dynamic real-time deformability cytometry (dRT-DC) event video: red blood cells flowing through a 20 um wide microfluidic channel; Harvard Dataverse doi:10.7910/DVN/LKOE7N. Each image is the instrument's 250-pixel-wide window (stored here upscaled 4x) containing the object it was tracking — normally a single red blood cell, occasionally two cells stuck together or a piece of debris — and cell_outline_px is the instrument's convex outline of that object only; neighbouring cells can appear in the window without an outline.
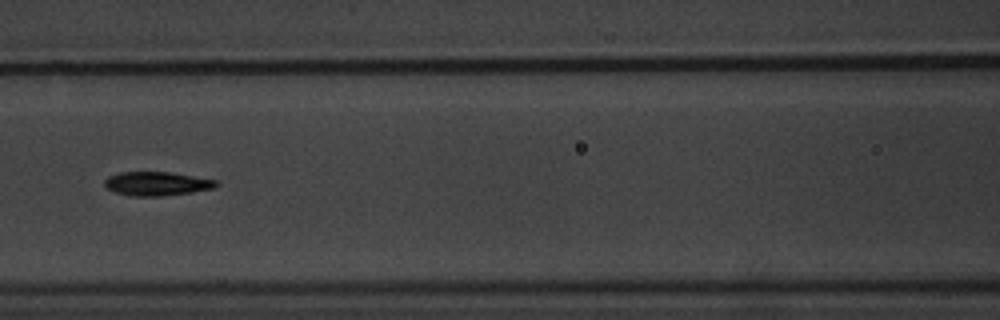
{"species": "common noctule bat (a hibernating species)", "species_latin": "Nyctalus noctula", "temperature_condition": "warm", "stored_images_in_passage": 10, "camera_frame_rate_fps": 3000, "um_per_image_px": 0.085, "animal": {"sex": "male", "body_mass_g": 20.1, "forearm_length_mm": 53.5}, "frame": {"image": 1, "passage_image": 7, "time_ms": 7.0, "image_size_px": [1000, 320], "cell_outline_px": [[220, 184], [216, 188], [192, 192], [160, 196], [128, 196], [104, 188], [104, 180], [108, 176], [120, 172], [168, 172], [216, 180]], "centroid_in_image_um": [13.3, 15.62], "position_along_channel_um": 153.3, "area_um2": 15.61}}
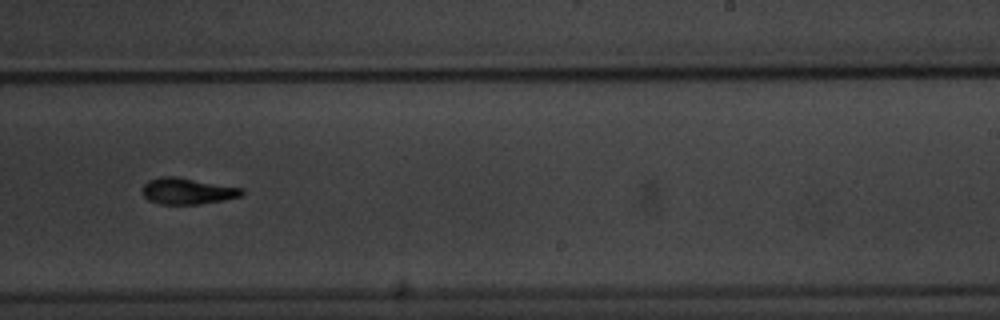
{"frame": {"image": 2, "passage_image": 10, "time_ms": 10.333, "image_size_px": [1000, 320], "cell_outline_px": [[244, 192], [240, 196], [224, 200], [200, 204], [160, 204], [148, 200], [144, 196], [144, 184], [148, 180], [160, 176], [176, 176], [244, 188]], "centroid_in_image_um": [15.95, 16.23], "position_along_channel_um": 273.1, "area_um2": 15.26}}